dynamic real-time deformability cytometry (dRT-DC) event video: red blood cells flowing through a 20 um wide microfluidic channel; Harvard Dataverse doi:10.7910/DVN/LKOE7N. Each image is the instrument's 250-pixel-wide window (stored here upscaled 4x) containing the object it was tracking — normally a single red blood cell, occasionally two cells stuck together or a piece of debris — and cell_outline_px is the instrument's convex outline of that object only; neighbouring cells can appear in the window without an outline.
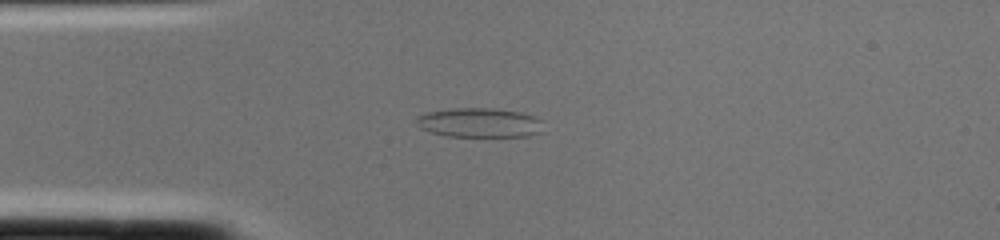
{"species": "common noctule bat (a hibernating species)", "species_latin": "Nyctalus noctula", "temperature_condition": "cold", "stored_images_in_passage": 3, "camera_frame_rate_fps": 3000, "um_per_image_px": 0.085, "animal": {"sex": "female", "body_mass_g": 22.0, "forearm_length_mm": 56.7}, "frame": {"image": 1, "passage_image": 3, "time_ms": 0.667, "image_size_px": [1000, 240], "cell_outline_px": [[540, 132], [528, 136], [448, 136], [432, 132], [420, 128], [416, 124], [416, 116], [428, 112], [448, 108], [492, 108], [520, 112], [536, 116], [540, 120]], "centroid_in_image_um": [40.71, 10.41], "position_along_channel_um": 44.3, "area_um2": 21.68}}